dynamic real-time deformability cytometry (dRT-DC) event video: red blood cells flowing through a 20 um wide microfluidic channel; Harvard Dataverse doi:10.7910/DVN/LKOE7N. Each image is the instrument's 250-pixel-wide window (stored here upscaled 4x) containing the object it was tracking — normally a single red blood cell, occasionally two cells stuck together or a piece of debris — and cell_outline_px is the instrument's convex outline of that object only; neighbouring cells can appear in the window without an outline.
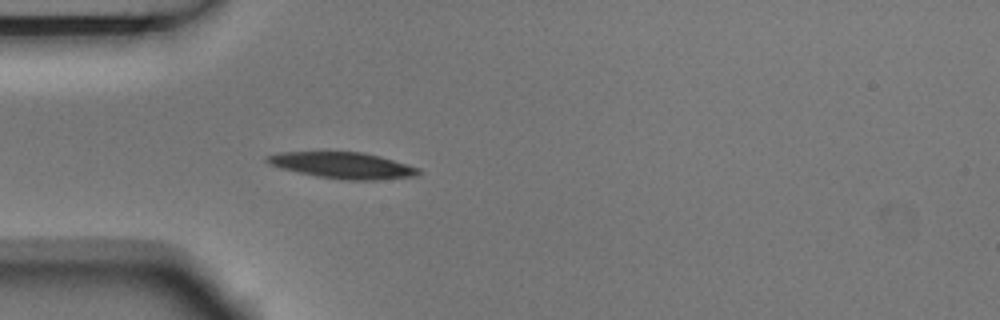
{"species": "Egyptian fruit bat (a non-hibernating species)", "species_latin": "Rousettus aegyptiacus", "temperature_condition": "room temperature", "stored_images_in_passage": 4, "camera_frame_rate_fps": 3000, "um_per_image_px": 0.085, "animal": {"sex": "male"}, "frame": {"image": 1, "passage_image": 4, "time_ms": 1.0, "image_size_px": [1000, 320], "cell_outline_px": [[420, 176], [376, 180], [344, 180], [316, 176], [296, 172], [280, 168], [268, 164], [264, 160], [264, 156], [280, 152], [360, 152], [380, 156], [420, 168]], "centroid_in_image_um": [29.12, 14.06], "position_along_channel_um": 55.9, "area_um2": 23.35}}